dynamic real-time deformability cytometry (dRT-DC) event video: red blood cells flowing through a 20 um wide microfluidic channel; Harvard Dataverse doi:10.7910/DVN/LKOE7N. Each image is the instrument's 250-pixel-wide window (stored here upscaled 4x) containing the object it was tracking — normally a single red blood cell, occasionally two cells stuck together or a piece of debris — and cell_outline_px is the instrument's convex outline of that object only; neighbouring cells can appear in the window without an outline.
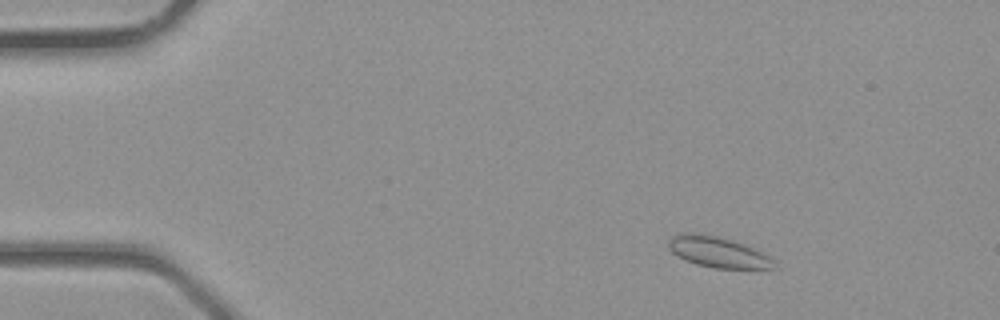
{"species": "common noctule bat (a hibernating species)", "species_latin": "Nyctalus noctula", "temperature_condition": "room temperature", "stored_images_in_passage": 3, "camera_frame_rate_fps": 3000, "um_per_image_px": 0.085, "animal": {"sex": "male", "body_mass_g": 23.1, "forearm_length_mm": 52.7}, "frame": {"image": 1, "passage_image": 1, "time_ms": 0.0, "image_size_px": [1000, 320], "cell_outline_px": [[780, 268], [716, 268], [696, 264], [672, 252], [668, 248], [668, 240], [672, 236], [684, 232], [692, 232], [716, 236], [732, 240], [744, 244], [768, 256]], "centroid_in_image_um": [61.01, 21.42], "position_along_channel_um": 24.0, "area_um2": 18.61}}
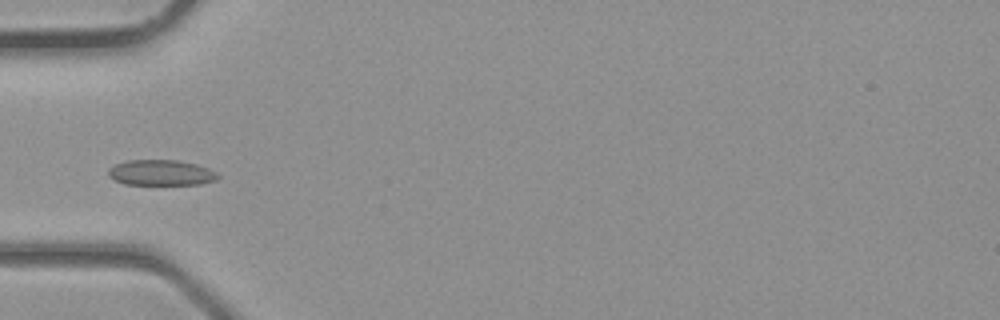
{"frame": {"image": 2, "passage_image": 3, "time_ms": 0.667, "image_size_px": [1000, 320], "cell_outline_px": [[220, 176], [216, 180], [200, 184], [124, 184], [108, 176], [108, 168], [116, 164], [128, 160], [180, 160], [196, 164], [208, 168], [216, 172]], "centroid_in_image_um": [13.69, 14.67], "position_along_channel_um": 71.3, "area_um2": 16.3}}